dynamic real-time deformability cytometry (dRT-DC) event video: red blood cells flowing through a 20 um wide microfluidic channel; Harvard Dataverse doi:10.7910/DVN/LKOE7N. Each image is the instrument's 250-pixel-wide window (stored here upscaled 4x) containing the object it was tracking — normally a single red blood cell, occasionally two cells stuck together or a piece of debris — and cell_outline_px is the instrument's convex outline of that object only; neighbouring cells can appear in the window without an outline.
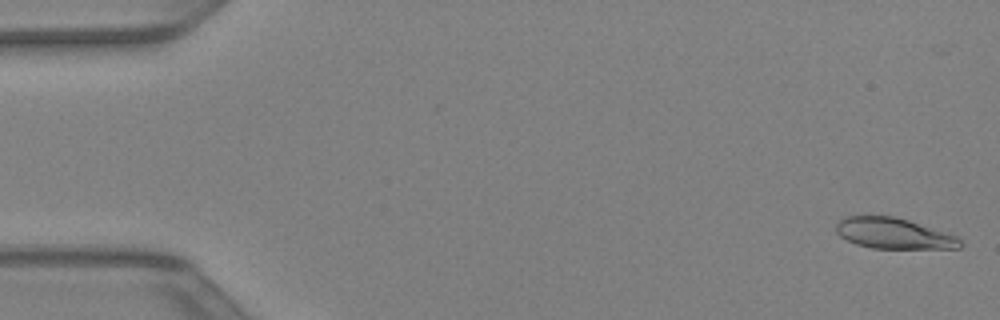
{"species": "Egyptian fruit bat (a non-hibernating species)", "species_latin": "Rousettus aegyptiacus", "temperature_condition": "warm", "stored_images_in_passage": 43, "camera_frame_rate_fps": 3000, "um_per_image_px": 0.085, "animal": {"sex": "female"}, "frame": {"image": 1, "passage_image": 1, "time_ms": 0.0, "image_size_px": [1000, 320], "cell_outline_px": [[964, 244], [960, 248], [872, 248], [856, 244], [840, 236], [836, 232], [836, 224], [840, 220], [848, 216], [892, 216], [908, 220], [956, 236]], "centroid_in_image_um": [75.95, 19.84], "position_along_channel_um": 9.1, "area_um2": 21.91}}
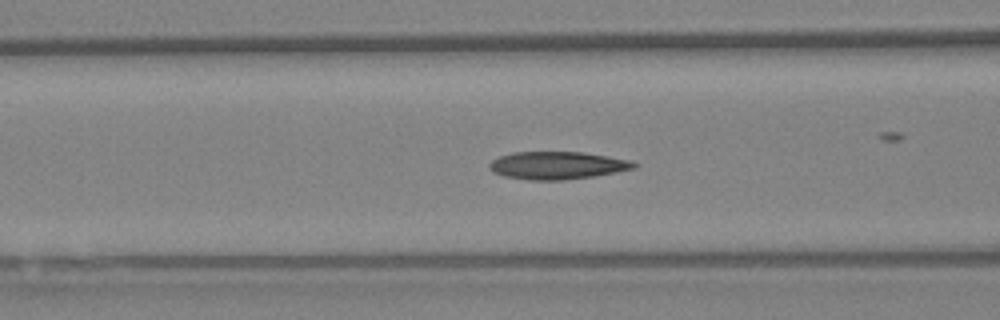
{"frame": {"image": 2, "passage_image": 17, "time_ms": 5.333, "image_size_px": [1000, 320], "cell_outline_px": [[640, 164], [636, 168], [596, 176], [564, 180], [528, 180], [504, 176], [492, 172], [488, 168], [488, 164], [492, 160], [500, 156], [512, 152], [584, 152], [632, 160]], "centroid_in_image_um": [47.39, 14.06], "position_along_channel_um": 119.2, "area_um2": 23.64}}
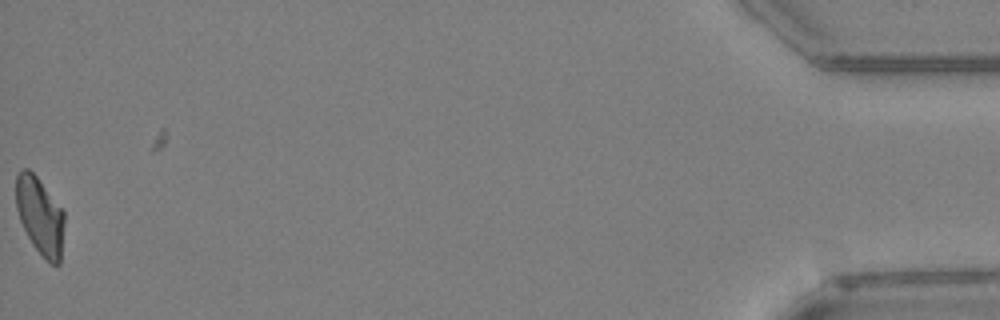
{"frame": {"image": 3, "passage_image": 43, "time_ms": 14.0, "image_size_px": [1000, 320], "cell_outline_px": [[64, 220], [60, 264], [52, 264], [32, 244], [20, 220], [16, 208], [16, 176], [20, 168], [28, 168], [36, 176], [64, 212]], "centroid_in_image_um": [3.38, 18.31], "position_along_channel_um": 431.8, "area_um2": 21.39}}